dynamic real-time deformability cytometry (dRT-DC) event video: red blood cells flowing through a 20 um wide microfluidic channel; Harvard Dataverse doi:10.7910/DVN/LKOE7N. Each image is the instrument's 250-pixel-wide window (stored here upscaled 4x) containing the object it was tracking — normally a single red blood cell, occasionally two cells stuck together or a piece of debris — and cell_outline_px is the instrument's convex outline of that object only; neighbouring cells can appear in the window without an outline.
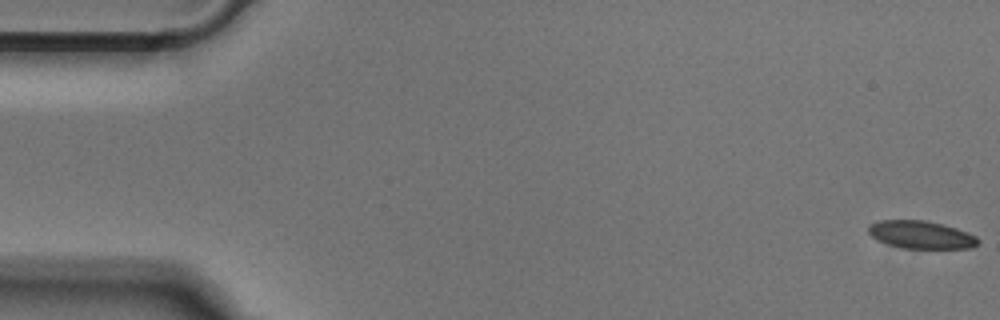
{"species": "Egyptian fruit bat (a non-hibernating species)", "species_latin": "Rousettus aegyptiacus", "temperature_condition": "cold", "stored_images_in_passage": 51, "camera_frame_rate_fps": 3000, "um_per_image_px": 0.085, "animal": {"sex": "male"}, "frame": {"image": 1, "passage_image": 1, "time_ms": 0.0, "image_size_px": [1000, 320], "cell_outline_px": [[980, 240], [972, 248], [900, 248], [876, 240], [868, 232], [868, 224], [876, 220], [924, 220], [956, 228], [968, 232], [976, 236]], "centroid_in_image_um": [78.24, 19.95], "position_along_channel_um": 6.8, "area_um2": 17.8}}
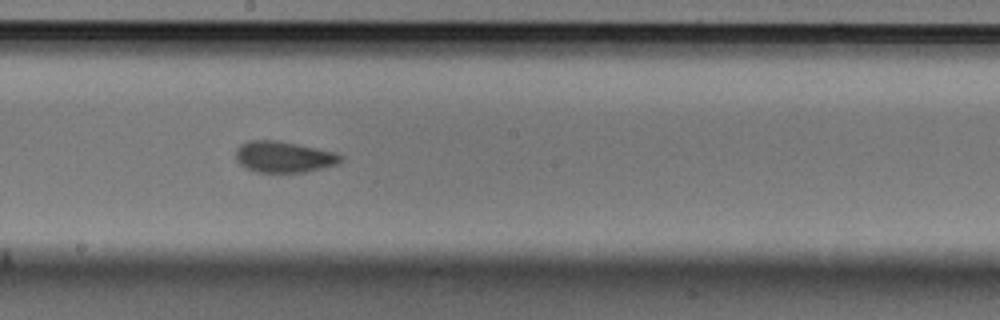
{"frame": {"image": 2, "passage_image": 28, "time_ms": 9.0, "image_size_px": [1000, 320], "cell_outline_px": [[344, 160], [340, 164], [304, 172], [256, 172], [244, 168], [236, 160], [236, 148], [240, 144], [248, 140], [280, 140], [336, 152], [344, 156]], "centroid_in_image_um": [24.14, 13.33], "position_along_channel_um": 224.1, "area_um2": 19.48}}
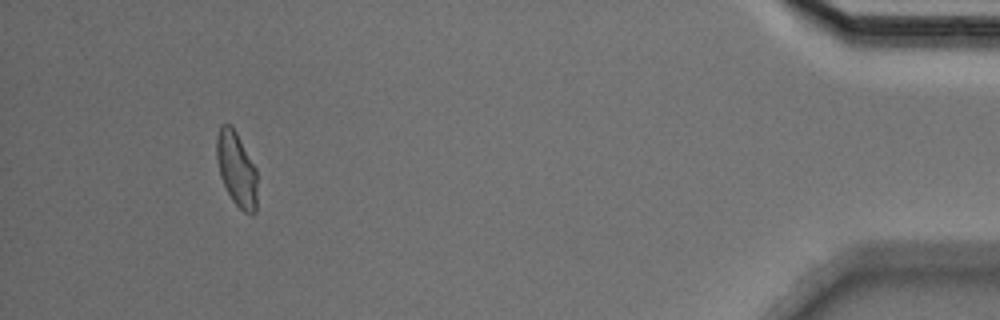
{"frame": {"image": 3, "passage_image": 48, "time_ms": 15.667, "image_size_px": [1000, 320], "cell_outline_px": [[256, 212], [252, 216], [244, 212], [232, 200], [220, 176], [216, 156], [216, 136], [220, 124], [232, 124], [256, 168]], "centroid_in_image_um": [20.09, 14.35], "position_along_channel_um": 415.1, "area_um2": 17.69}}